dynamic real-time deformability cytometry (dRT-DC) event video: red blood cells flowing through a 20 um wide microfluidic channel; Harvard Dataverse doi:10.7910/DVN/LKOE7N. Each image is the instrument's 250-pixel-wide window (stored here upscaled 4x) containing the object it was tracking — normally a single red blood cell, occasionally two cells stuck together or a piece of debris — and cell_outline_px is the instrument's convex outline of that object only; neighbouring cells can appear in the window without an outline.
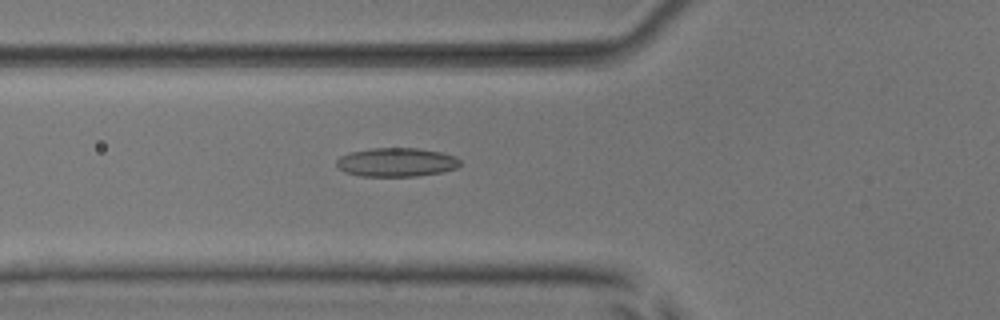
{"species": "common noctule bat (a hibernating species)", "species_latin": "Nyctalus noctula", "temperature_condition": "room temperature", "stored_images_in_passage": 40, "camera_frame_rate_fps": 3000, "um_per_image_px": 0.085, "animal": {"sex": "male", "body_mass_g": 17.9, "forearm_length_mm": 54.2}, "frame": {"image": 1, "passage_image": 7, "time_ms": 2.0, "image_size_px": [1000, 320], "cell_outline_px": [[460, 164], [456, 168], [444, 172], [416, 176], [360, 176], [344, 172], [336, 164], [336, 160], [340, 156], [352, 152], [372, 148], [420, 148], [440, 152], [456, 156], [460, 160]], "centroid_in_image_um": [33.72, 13.79], "position_along_channel_um": 92.1, "area_um2": 20.81}}
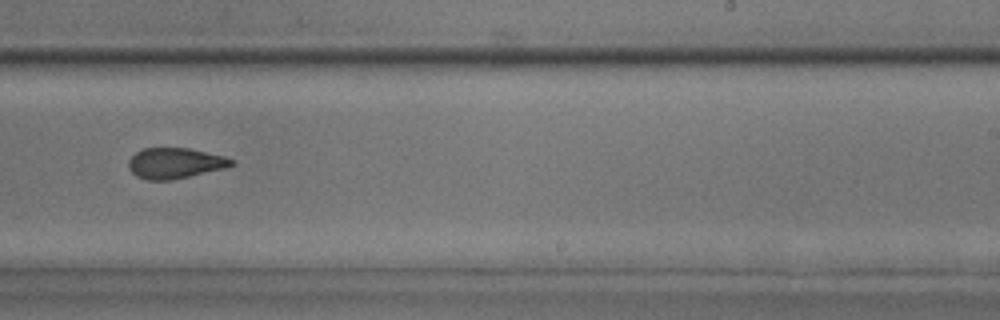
{"frame": {"image": 2, "passage_image": 21, "time_ms": 6.667, "image_size_px": [1000, 320], "cell_outline_px": [[236, 164], [228, 168], [172, 180], [148, 180], [136, 176], [128, 168], [128, 160], [140, 148], [188, 148], [224, 156], [236, 160]], "centroid_in_image_um": [14.91, 13.87], "position_along_channel_um": 274.1, "area_um2": 18.67}}
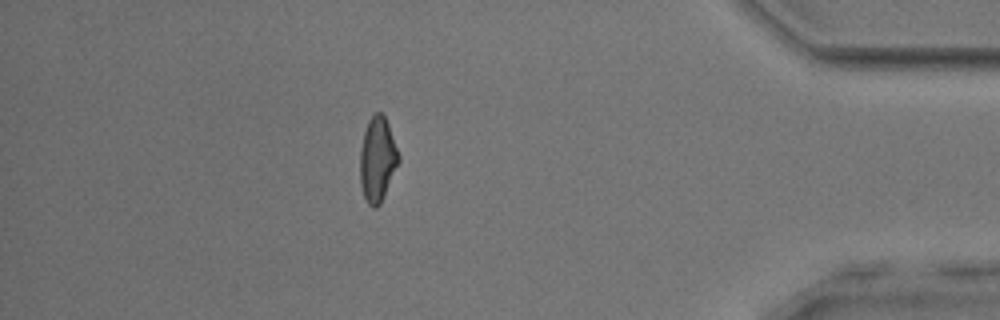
{"frame": {"image": 3, "passage_image": 34, "time_ms": 11.0, "image_size_px": [1000, 320], "cell_outline_px": [[400, 160], [384, 196], [380, 204], [376, 208], [372, 208], [368, 204], [364, 196], [360, 184], [360, 148], [364, 132], [368, 120], [376, 112], [380, 112], [384, 116], [388, 124], [400, 156]], "centroid_in_image_um": [32.08, 13.56], "position_along_channel_um": 403.1, "area_um2": 19.02}, "authors_computed_cell_mechanics": {"area_um2": 18.8717, "velocity_mm_per_s": 3.903, "shape_relaxation_time_tau1_ms": 8.3753, "shape_relaxation_time_tau2_ms": 2.4667, "deformation_change_tau1": 0.1699, "deformation_change_tau2": 0.1018}}